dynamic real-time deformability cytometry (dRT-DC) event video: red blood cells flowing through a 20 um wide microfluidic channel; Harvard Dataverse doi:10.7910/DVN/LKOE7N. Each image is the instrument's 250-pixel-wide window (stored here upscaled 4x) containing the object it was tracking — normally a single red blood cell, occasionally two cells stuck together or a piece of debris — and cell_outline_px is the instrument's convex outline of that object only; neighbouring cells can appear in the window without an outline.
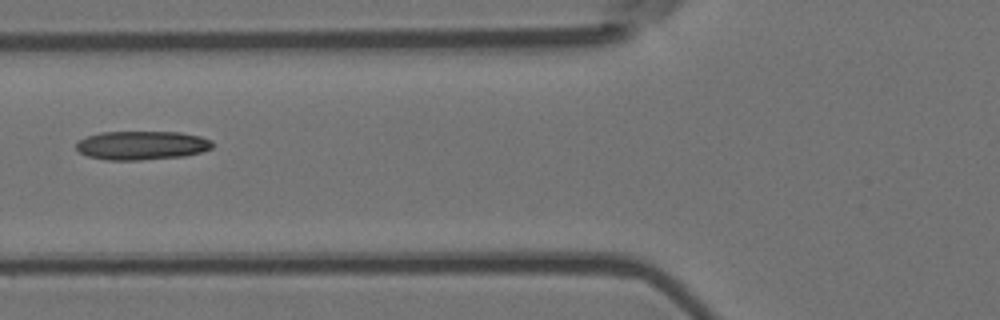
{"species": "Egyptian fruit bat (a non-hibernating species)", "species_latin": "Rousettus aegyptiacus", "temperature_condition": "room temperature", "stored_images_in_passage": 3, "camera_frame_rate_fps": 3000, "um_per_image_px": 0.085, "animal": {"sex": "female"}, "frame": {"image": 1, "passage_image": 3, "time_ms": 0.667, "image_size_px": [1000, 320], "cell_outline_px": [[212, 148], [200, 152], [184, 156], [140, 160], [104, 160], [88, 156], [80, 152], [76, 148], [76, 144], [80, 140], [88, 136], [100, 132], [180, 132], [200, 136], [212, 140]], "centroid_in_image_um": [12.05, 12.36], "position_along_channel_um": 113.7, "area_um2": 22.83}}